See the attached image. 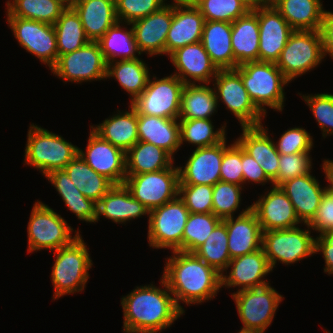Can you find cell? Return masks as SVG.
Listing matches in <instances>:
<instances>
[{
	"mask_svg": "<svg viewBox=\"0 0 333 333\" xmlns=\"http://www.w3.org/2000/svg\"><path fill=\"white\" fill-rule=\"evenodd\" d=\"M55 187L66 207L78 217L79 220L96 223L97 203L86 198L74 185L64 169L53 170L46 176Z\"/></svg>",
	"mask_w": 333,
	"mask_h": 333,
	"instance_id": "836d02e7",
	"label": "cell"
},
{
	"mask_svg": "<svg viewBox=\"0 0 333 333\" xmlns=\"http://www.w3.org/2000/svg\"><path fill=\"white\" fill-rule=\"evenodd\" d=\"M315 254L322 253L325 260L324 272L333 274V234H320L315 238Z\"/></svg>",
	"mask_w": 333,
	"mask_h": 333,
	"instance_id": "9f6ffc18",
	"label": "cell"
},
{
	"mask_svg": "<svg viewBox=\"0 0 333 333\" xmlns=\"http://www.w3.org/2000/svg\"><path fill=\"white\" fill-rule=\"evenodd\" d=\"M73 228L67 221L47 204L36 201L33 205L27 232L28 253L59 248L70 245L80 235L79 229L72 237Z\"/></svg>",
	"mask_w": 333,
	"mask_h": 333,
	"instance_id": "8992f818",
	"label": "cell"
},
{
	"mask_svg": "<svg viewBox=\"0 0 333 333\" xmlns=\"http://www.w3.org/2000/svg\"><path fill=\"white\" fill-rule=\"evenodd\" d=\"M271 4L294 30L320 31L326 11L321 0H274Z\"/></svg>",
	"mask_w": 333,
	"mask_h": 333,
	"instance_id": "d6a6232c",
	"label": "cell"
},
{
	"mask_svg": "<svg viewBox=\"0 0 333 333\" xmlns=\"http://www.w3.org/2000/svg\"><path fill=\"white\" fill-rule=\"evenodd\" d=\"M169 57L176 68L174 75L184 84H210L219 71L201 41L180 47Z\"/></svg>",
	"mask_w": 333,
	"mask_h": 333,
	"instance_id": "d6986e66",
	"label": "cell"
},
{
	"mask_svg": "<svg viewBox=\"0 0 333 333\" xmlns=\"http://www.w3.org/2000/svg\"><path fill=\"white\" fill-rule=\"evenodd\" d=\"M180 145L188 142L196 148L211 147L226 138V124L214 131L211 119H179Z\"/></svg>",
	"mask_w": 333,
	"mask_h": 333,
	"instance_id": "b9f144b4",
	"label": "cell"
},
{
	"mask_svg": "<svg viewBox=\"0 0 333 333\" xmlns=\"http://www.w3.org/2000/svg\"><path fill=\"white\" fill-rule=\"evenodd\" d=\"M279 187L292 202L295 213L303 224H308L315 217L327 192V186L321 187L311 172L286 180Z\"/></svg>",
	"mask_w": 333,
	"mask_h": 333,
	"instance_id": "cb8c5ba5",
	"label": "cell"
},
{
	"mask_svg": "<svg viewBox=\"0 0 333 333\" xmlns=\"http://www.w3.org/2000/svg\"><path fill=\"white\" fill-rule=\"evenodd\" d=\"M250 206L257 216L262 232L289 229L302 223L292 202L279 186H273Z\"/></svg>",
	"mask_w": 333,
	"mask_h": 333,
	"instance_id": "ac0fdd59",
	"label": "cell"
},
{
	"mask_svg": "<svg viewBox=\"0 0 333 333\" xmlns=\"http://www.w3.org/2000/svg\"><path fill=\"white\" fill-rule=\"evenodd\" d=\"M228 268L231 269L229 275H227ZM225 271L226 273L221 274V288L238 287L237 291H241L270 283L264 280V277L272 272V269L261 248L253 253L232 258Z\"/></svg>",
	"mask_w": 333,
	"mask_h": 333,
	"instance_id": "ffe728a7",
	"label": "cell"
},
{
	"mask_svg": "<svg viewBox=\"0 0 333 333\" xmlns=\"http://www.w3.org/2000/svg\"><path fill=\"white\" fill-rule=\"evenodd\" d=\"M310 153L280 154L277 186L286 180L308 174L312 169Z\"/></svg>",
	"mask_w": 333,
	"mask_h": 333,
	"instance_id": "816d5d0a",
	"label": "cell"
},
{
	"mask_svg": "<svg viewBox=\"0 0 333 333\" xmlns=\"http://www.w3.org/2000/svg\"><path fill=\"white\" fill-rule=\"evenodd\" d=\"M260 4H271L274 0H258Z\"/></svg>",
	"mask_w": 333,
	"mask_h": 333,
	"instance_id": "6125c7cd",
	"label": "cell"
},
{
	"mask_svg": "<svg viewBox=\"0 0 333 333\" xmlns=\"http://www.w3.org/2000/svg\"><path fill=\"white\" fill-rule=\"evenodd\" d=\"M164 5V0H115L116 15L122 23H133Z\"/></svg>",
	"mask_w": 333,
	"mask_h": 333,
	"instance_id": "c3c4849f",
	"label": "cell"
},
{
	"mask_svg": "<svg viewBox=\"0 0 333 333\" xmlns=\"http://www.w3.org/2000/svg\"><path fill=\"white\" fill-rule=\"evenodd\" d=\"M123 24L131 27L123 28L121 27ZM123 24L118 21L97 41L107 63L116 61L118 57H120L119 60H133L141 55L135 42L131 23Z\"/></svg>",
	"mask_w": 333,
	"mask_h": 333,
	"instance_id": "f35d334b",
	"label": "cell"
},
{
	"mask_svg": "<svg viewBox=\"0 0 333 333\" xmlns=\"http://www.w3.org/2000/svg\"><path fill=\"white\" fill-rule=\"evenodd\" d=\"M173 19V6H162L159 10L131 23L135 42L142 54L150 56L165 54V43Z\"/></svg>",
	"mask_w": 333,
	"mask_h": 333,
	"instance_id": "7402d4cb",
	"label": "cell"
},
{
	"mask_svg": "<svg viewBox=\"0 0 333 333\" xmlns=\"http://www.w3.org/2000/svg\"><path fill=\"white\" fill-rule=\"evenodd\" d=\"M7 23L19 45L26 52L48 65L49 70L56 64L58 50L55 28L52 24L7 16Z\"/></svg>",
	"mask_w": 333,
	"mask_h": 333,
	"instance_id": "9a60e30c",
	"label": "cell"
},
{
	"mask_svg": "<svg viewBox=\"0 0 333 333\" xmlns=\"http://www.w3.org/2000/svg\"><path fill=\"white\" fill-rule=\"evenodd\" d=\"M195 6L205 21L232 23L250 11L240 0H198Z\"/></svg>",
	"mask_w": 333,
	"mask_h": 333,
	"instance_id": "f6af8a7d",
	"label": "cell"
},
{
	"mask_svg": "<svg viewBox=\"0 0 333 333\" xmlns=\"http://www.w3.org/2000/svg\"><path fill=\"white\" fill-rule=\"evenodd\" d=\"M78 154L97 173L106 176L114 184H124L126 179V152L90 130L86 151L78 148Z\"/></svg>",
	"mask_w": 333,
	"mask_h": 333,
	"instance_id": "2e32d148",
	"label": "cell"
},
{
	"mask_svg": "<svg viewBox=\"0 0 333 333\" xmlns=\"http://www.w3.org/2000/svg\"><path fill=\"white\" fill-rule=\"evenodd\" d=\"M194 254L213 267L218 273L222 274L225 272L231 257L228 250L227 228L222 220Z\"/></svg>",
	"mask_w": 333,
	"mask_h": 333,
	"instance_id": "7bdbcfd3",
	"label": "cell"
},
{
	"mask_svg": "<svg viewBox=\"0 0 333 333\" xmlns=\"http://www.w3.org/2000/svg\"><path fill=\"white\" fill-rule=\"evenodd\" d=\"M322 168H323L327 183L329 182V184L327 186V191L333 195V160L324 159Z\"/></svg>",
	"mask_w": 333,
	"mask_h": 333,
	"instance_id": "680465c9",
	"label": "cell"
},
{
	"mask_svg": "<svg viewBox=\"0 0 333 333\" xmlns=\"http://www.w3.org/2000/svg\"><path fill=\"white\" fill-rule=\"evenodd\" d=\"M101 215L114 223L125 224L143 215L149 216V210L132 196L125 184H115L97 203L96 222Z\"/></svg>",
	"mask_w": 333,
	"mask_h": 333,
	"instance_id": "83f0119b",
	"label": "cell"
},
{
	"mask_svg": "<svg viewBox=\"0 0 333 333\" xmlns=\"http://www.w3.org/2000/svg\"><path fill=\"white\" fill-rule=\"evenodd\" d=\"M212 185H179V197L190 213H212Z\"/></svg>",
	"mask_w": 333,
	"mask_h": 333,
	"instance_id": "681fc988",
	"label": "cell"
},
{
	"mask_svg": "<svg viewBox=\"0 0 333 333\" xmlns=\"http://www.w3.org/2000/svg\"><path fill=\"white\" fill-rule=\"evenodd\" d=\"M70 6L78 14L87 38L97 42L118 22L114 0H71Z\"/></svg>",
	"mask_w": 333,
	"mask_h": 333,
	"instance_id": "4316f807",
	"label": "cell"
},
{
	"mask_svg": "<svg viewBox=\"0 0 333 333\" xmlns=\"http://www.w3.org/2000/svg\"><path fill=\"white\" fill-rule=\"evenodd\" d=\"M239 318L241 329L264 333L271 325L278 305L283 300L270 283L252 289H245L232 293Z\"/></svg>",
	"mask_w": 333,
	"mask_h": 333,
	"instance_id": "30bf717a",
	"label": "cell"
},
{
	"mask_svg": "<svg viewBox=\"0 0 333 333\" xmlns=\"http://www.w3.org/2000/svg\"><path fill=\"white\" fill-rule=\"evenodd\" d=\"M259 61L276 63L294 29L272 4L258 5Z\"/></svg>",
	"mask_w": 333,
	"mask_h": 333,
	"instance_id": "e0dca14e",
	"label": "cell"
},
{
	"mask_svg": "<svg viewBox=\"0 0 333 333\" xmlns=\"http://www.w3.org/2000/svg\"><path fill=\"white\" fill-rule=\"evenodd\" d=\"M88 250L79 235L70 245L54 251L56 259L51 272L54 300L85 289L89 278L88 271L93 265Z\"/></svg>",
	"mask_w": 333,
	"mask_h": 333,
	"instance_id": "277c9868",
	"label": "cell"
},
{
	"mask_svg": "<svg viewBox=\"0 0 333 333\" xmlns=\"http://www.w3.org/2000/svg\"><path fill=\"white\" fill-rule=\"evenodd\" d=\"M324 57L333 59V12L325 11L320 28Z\"/></svg>",
	"mask_w": 333,
	"mask_h": 333,
	"instance_id": "6f0895ef",
	"label": "cell"
},
{
	"mask_svg": "<svg viewBox=\"0 0 333 333\" xmlns=\"http://www.w3.org/2000/svg\"><path fill=\"white\" fill-rule=\"evenodd\" d=\"M228 233V250L232 258L253 253L262 248V230L256 214L248 206L234 217L222 220Z\"/></svg>",
	"mask_w": 333,
	"mask_h": 333,
	"instance_id": "603a6c76",
	"label": "cell"
},
{
	"mask_svg": "<svg viewBox=\"0 0 333 333\" xmlns=\"http://www.w3.org/2000/svg\"><path fill=\"white\" fill-rule=\"evenodd\" d=\"M231 45L236 68L247 62L259 61L258 6L232 22Z\"/></svg>",
	"mask_w": 333,
	"mask_h": 333,
	"instance_id": "f1b7e54d",
	"label": "cell"
},
{
	"mask_svg": "<svg viewBox=\"0 0 333 333\" xmlns=\"http://www.w3.org/2000/svg\"><path fill=\"white\" fill-rule=\"evenodd\" d=\"M241 128L242 134L236 141L258 162L266 176L273 182V186H277L280 154L275 142L268 135V128L263 125Z\"/></svg>",
	"mask_w": 333,
	"mask_h": 333,
	"instance_id": "d4e9b609",
	"label": "cell"
},
{
	"mask_svg": "<svg viewBox=\"0 0 333 333\" xmlns=\"http://www.w3.org/2000/svg\"><path fill=\"white\" fill-rule=\"evenodd\" d=\"M216 100L222 101L241 127L260 126L265 116L256 108L234 69L219 70L213 80Z\"/></svg>",
	"mask_w": 333,
	"mask_h": 333,
	"instance_id": "5bb4252c",
	"label": "cell"
},
{
	"mask_svg": "<svg viewBox=\"0 0 333 333\" xmlns=\"http://www.w3.org/2000/svg\"><path fill=\"white\" fill-rule=\"evenodd\" d=\"M174 158L163 148L138 141L126 152V175H138L169 168Z\"/></svg>",
	"mask_w": 333,
	"mask_h": 333,
	"instance_id": "e575fe53",
	"label": "cell"
},
{
	"mask_svg": "<svg viewBox=\"0 0 333 333\" xmlns=\"http://www.w3.org/2000/svg\"><path fill=\"white\" fill-rule=\"evenodd\" d=\"M24 163L46 176L53 170L64 169L78 154V147L61 135L31 124L27 134Z\"/></svg>",
	"mask_w": 333,
	"mask_h": 333,
	"instance_id": "5b68a950",
	"label": "cell"
},
{
	"mask_svg": "<svg viewBox=\"0 0 333 333\" xmlns=\"http://www.w3.org/2000/svg\"><path fill=\"white\" fill-rule=\"evenodd\" d=\"M304 225L307 229L297 226L262 232V248L272 271L277 261L290 265L315 254V238L309 224Z\"/></svg>",
	"mask_w": 333,
	"mask_h": 333,
	"instance_id": "9c48e42d",
	"label": "cell"
},
{
	"mask_svg": "<svg viewBox=\"0 0 333 333\" xmlns=\"http://www.w3.org/2000/svg\"><path fill=\"white\" fill-rule=\"evenodd\" d=\"M160 280L163 289L154 284L136 286L121 298L124 333H159L184 314L176 305L166 281Z\"/></svg>",
	"mask_w": 333,
	"mask_h": 333,
	"instance_id": "6da1fadb",
	"label": "cell"
},
{
	"mask_svg": "<svg viewBox=\"0 0 333 333\" xmlns=\"http://www.w3.org/2000/svg\"><path fill=\"white\" fill-rule=\"evenodd\" d=\"M307 106L311 109L315 120L318 122L323 138L333 135V94H308L301 95L298 93Z\"/></svg>",
	"mask_w": 333,
	"mask_h": 333,
	"instance_id": "7dc6e473",
	"label": "cell"
},
{
	"mask_svg": "<svg viewBox=\"0 0 333 333\" xmlns=\"http://www.w3.org/2000/svg\"><path fill=\"white\" fill-rule=\"evenodd\" d=\"M209 85L185 84L178 119H210L217 112L215 90Z\"/></svg>",
	"mask_w": 333,
	"mask_h": 333,
	"instance_id": "74e56055",
	"label": "cell"
},
{
	"mask_svg": "<svg viewBox=\"0 0 333 333\" xmlns=\"http://www.w3.org/2000/svg\"><path fill=\"white\" fill-rule=\"evenodd\" d=\"M64 170L80 192L95 203H98L115 185L106 176L95 172L79 154L65 166Z\"/></svg>",
	"mask_w": 333,
	"mask_h": 333,
	"instance_id": "d590c367",
	"label": "cell"
},
{
	"mask_svg": "<svg viewBox=\"0 0 333 333\" xmlns=\"http://www.w3.org/2000/svg\"><path fill=\"white\" fill-rule=\"evenodd\" d=\"M244 186L219 181L213 185L212 213L221 220L235 217L240 207L241 191Z\"/></svg>",
	"mask_w": 333,
	"mask_h": 333,
	"instance_id": "bcb514c9",
	"label": "cell"
},
{
	"mask_svg": "<svg viewBox=\"0 0 333 333\" xmlns=\"http://www.w3.org/2000/svg\"><path fill=\"white\" fill-rule=\"evenodd\" d=\"M238 333H259L257 331H249V330H243L241 329Z\"/></svg>",
	"mask_w": 333,
	"mask_h": 333,
	"instance_id": "be15d7a7",
	"label": "cell"
},
{
	"mask_svg": "<svg viewBox=\"0 0 333 333\" xmlns=\"http://www.w3.org/2000/svg\"><path fill=\"white\" fill-rule=\"evenodd\" d=\"M205 18L195 5L173 6V19L165 43V55L202 40Z\"/></svg>",
	"mask_w": 333,
	"mask_h": 333,
	"instance_id": "484cf974",
	"label": "cell"
},
{
	"mask_svg": "<svg viewBox=\"0 0 333 333\" xmlns=\"http://www.w3.org/2000/svg\"><path fill=\"white\" fill-rule=\"evenodd\" d=\"M58 57L82 48L90 42L76 11L68 6L53 25Z\"/></svg>",
	"mask_w": 333,
	"mask_h": 333,
	"instance_id": "60d3db41",
	"label": "cell"
},
{
	"mask_svg": "<svg viewBox=\"0 0 333 333\" xmlns=\"http://www.w3.org/2000/svg\"><path fill=\"white\" fill-rule=\"evenodd\" d=\"M234 70L241 76L250 99L264 116L266 107L279 112L283 110L284 87L290 82L276 63L253 61L241 64Z\"/></svg>",
	"mask_w": 333,
	"mask_h": 333,
	"instance_id": "3957f363",
	"label": "cell"
},
{
	"mask_svg": "<svg viewBox=\"0 0 333 333\" xmlns=\"http://www.w3.org/2000/svg\"><path fill=\"white\" fill-rule=\"evenodd\" d=\"M137 129L139 141L163 148L173 158L181 147L179 119L138 114Z\"/></svg>",
	"mask_w": 333,
	"mask_h": 333,
	"instance_id": "f546056e",
	"label": "cell"
},
{
	"mask_svg": "<svg viewBox=\"0 0 333 333\" xmlns=\"http://www.w3.org/2000/svg\"><path fill=\"white\" fill-rule=\"evenodd\" d=\"M241 163L243 172V185L245 183L254 182L258 184L265 185L270 182L273 186V182L266 176L262 167L258 164L253 157H251L244 149L241 147Z\"/></svg>",
	"mask_w": 333,
	"mask_h": 333,
	"instance_id": "11a10c76",
	"label": "cell"
},
{
	"mask_svg": "<svg viewBox=\"0 0 333 333\" xmlns=\"http://www.w3.org/2000/svg\"><path fill=\"white\" fill-rule=\"evenodd\" d=\"M310 229L320 234H333V195L324 194L315 217L308 223Z\"/></svg>",
	"mask_w": 333,
	"mask_h": 333,
	"instance_id": "db71d44e",
	"label": "cell"
},
{
	"mask_svg": "<svg viewBox=\"0 0 333 333\" xmlns=\"http://www.w3.org/2000/svg\"><path fill=\"white\" fill-rule=\"evenodd\" d=\"M125 186L149 211L174 200L179 194V170L173 164L164 170L126 175Z\"/></svg>",
	"mask_w": 333,
	"mask_h": 333,
	"instance_id": "7c38bea8",
	"label": "cell"
},
{
	"mask_svg": "<svg viewBox=\"0 0 333 333\" xmlns=\"http://www.w3.org/2000/svg\"><path fill=\"white\" fill-rule=\"evenodd\" d=\"M220 221L213 213H190L182 236V252L194 253Z\"/></svg>",
	"mask_w": 333,
	"mask_h": 333,
	"instance_id": "ee69618b",
	"label": "cell"
},
{
	"mask_svg": "<svg viewBox=\"0 0 333 333\" xmlns=\"http://www.w3.org/2000/svg\"><path fill=\"white\" fill-rule=\"evenodd\" d=\"M50 70L64 82H91L106 79L107 62L99 43L90 41L80 49L60 55Z\"/></svg>",
	"mask_w": 333,
	"mask_h": 333,
	"instance_id": "4fadbf2b",
	"label": "cell"
},
{
	"mask_svg": "<svg viewBox=\"0 0 333 333\" xmlns=\"http://www.w3.org/2000/svg\"><path fill=\"white\" fill-rule=\"evenodd\" d=\"M115 78L119 85L131 96L132 103L147 87L150 72L147 64L136 58L133 60H116L107 63V78Z\"/></svg>",
	"mask_w": 333,
	"mask_h": 333,
	"instance_id": "8d00e7d4",
	"label": "cell"
},
{
	"mask_svg": "<svg viewBox=\"0 0 333 333\" xmlns=\"http://www.w3.org/2000/svg\"><path fill=\"white\" fill-rule=\"evenodd\" d=\"M231 33L232 23L230 22L205 21L201 42L219 70L236 68Z\"/></svg>",
	"mask_w": 333,
	"mask_h": 333,
	"instance_id": "1f68e13d",
	"label": "cell"
},
{
	"mask_svg": "<svg viewBox=\"0 0 333 333\" xmlns=\"http://www.w3.org/2000/svg\"><path fill=\"white\" fill-rule=\"evenodd\" d=\"M71 0H8L7 16L40 21L54 25Z\"/></svg>",
	"mask_w": 333,
	"mask_h": 333,
	"instance_id": "ab89813d",
	"label": "cell"
},
{
	"mask_svg": "<svg viewBox=\"0 0 333 333\" xmlns=\"http://www.w3.org/2000/svg\"><path fill=\"white\" fill-rule=\"evenodd\" d=\"M149 78L146 89L130 105L137 114L178 119L185 84L174 74Z\"/></svg>",
	"mask_w": 333,
	"mask_h": 333,
	"instance_id": "8fae6325",
	"label": "cell"
},
{
	"mask_svg": "<svg viewBox=\"0 0 333 333\" xmlns=\"http://www.w3.org/2000/svg\"><path fill=\"white\" fill-rule=\"evenodd\" d=\"M190 212L179 195L149 211L148 242L155 249L182 252V236Z\"/></svg>",
	"mask_w": 333,
	"mask_h": 333,
	"instance_id": "ba28073f",
	"label": "cell"
},
{
	"mask_svg": "<svg viewBox=\"0 0 333 333\" xmlns=\"http://www.w3.org/2000/svg\"><path fill=\"white\" fill-rule=\"evenodd\" d=\"M242 1L250 10H254L260 3L258 0H240Z\"/></svg>",
	"mask_w": 333,
	"mask_h": 333,
	"instance_id": "94428289",
	"label": "cell"
},
{
	"mask_svg": "<svg viewBox=\"0 0 333 333\" xmlns=\"http://www.w3.org/2000/svg\"><path fill=\"white\" fill-rule=\"evenodd\" d=\"M224 139V153L220 166V179L223 182L243 185V172L241 163V146L235 140L232 144L226 145Z\"/></svg>",
	"mask_w": 333,
	"mask_h": 333,
	"instance_id": "f907efd6",
	"label": "cell"
},
{
	"mask_svg": "<svg viewBox=\"0 0 333 333\" xmlns=\"http://www.w3.org/2000/svg\"><path fill=\"white\" fill-rule=\"evenodd\" d=\"M275 146L279 154L310 153L313 138L304 128L294 127L286 130Z\"/></svg>",
	"mask_w": 333,
	"mask_h": 333,
	"instance_id": "f5cc1de1",
	"label": "cell"
},
{
	"mask_svg": "<svg viewBox=\"0 0 333 333\" xmlns=\"http://www.w3.org/2000/svg\"><path fill=\"white\" fill-rule=\"evenodd\" d=\"M224 140L211 147L196 148L185 166L178 167L179 185H215L220 179Z\"/></svg>",
	"mask_w": 333,
	"mask_h": 333,
	"instance_id": "44dd1931",
	"label": "cell"
},
{
	"mask_svg": "<svg viewBox=\"0 0 333 333\" xmlns=\"http://www.w3.org/2000/svg\"><path fill=\"white\" fill-rule=\"evenodd\" d=\"M166 258L162 278L166 281L178 308L179 302L201 304L216 297L221 288V274L194 253L172 251Z\"/></svg>",
	"mask_w": 333,
	"mask_h": 333,
	"instance_id": "7a4b0ae2",
	"label": "cell"
},
{
	"mask_svg": "<svg viewBox=\"0 0 333 333\" xmlns=\"http://www.w3.org/2000/svg\"><path fill=\"white\" fill-rule=\"evenodd\" d=\"M166 0H164V3ZM198 0H173L171 4H167V5H171V6H187V5H196Z\"/></svg>",
	"mask_w": 333,
	"mask_h": 333,
	"instance_id": "91938a15",
	"label": "cell"
},
{
	"mask_svg": "<svg viewBox=\"0 0 333 333\" xmlns=\"http://www.w3.org/2000/svg\"><path fill=\"white\" fill-rule=\"evenodd\" d=\"M324 58L320 31L294 30L276 65L291 82L316 68Z\"/></svg>",
	"mask_w": 333,
	"mask_h": 333,
	"instance_id": "52a82bcc",
	"label": "cell"
},
{
	"mask_svg": "<svg viewBox=\"0 0 333 333\" xmlns=\"http://www.w3.org/2000/svg\"><path fill=\"white\" fill-rule=\"evenodd\" d=\"M117 111V114L108 117L95 127L92 125L90 129L103 140L127 152L139 141L138 114L131 105H129V111Z\"/></svg>",
	"mask_w": 333,
	"mask_h": 333,
	"instance_id": "4dcf8cb0",
	"label": "cell"
}]
</instances>
